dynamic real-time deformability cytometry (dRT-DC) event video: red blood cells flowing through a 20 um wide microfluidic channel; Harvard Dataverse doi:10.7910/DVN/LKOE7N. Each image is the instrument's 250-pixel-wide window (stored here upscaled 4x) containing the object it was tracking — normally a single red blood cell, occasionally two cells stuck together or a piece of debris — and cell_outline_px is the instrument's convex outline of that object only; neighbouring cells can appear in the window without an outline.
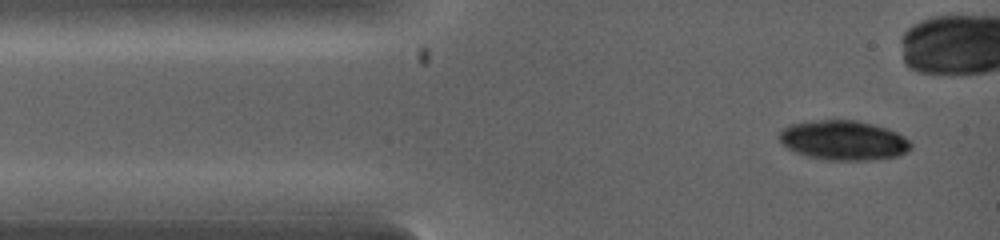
{"species": "common noctule bat (a hibernating species)", "species_latin": "Nyctalus noctula", "temperature_condition": "warm", "stored_images_in_passage": 2, "camera_frame_rate_fps": 5000, "um_per_image_px": 0.085, "animal": {"sex": "female", "body_mass_g": 19.0, "forearm_length_mm": 53.3}, "frame": {"image": 1, "passage_image": 1, "time_ms": 0.0, "image_size_px": [1000, 240], "cell_outline_px": [[912, 148], [900, 156], [872, 160], [824, 160], [808, 156], [796, 152], [788, 148], [776, 136], [788, 124], [820, 120], [856, 120], [888, 128], [904, 136], [912, 144]], "centroid_in_image_um": [71.72, 11.93], "position_along_channel_um": 13.3, "area_um2": 30.52}}